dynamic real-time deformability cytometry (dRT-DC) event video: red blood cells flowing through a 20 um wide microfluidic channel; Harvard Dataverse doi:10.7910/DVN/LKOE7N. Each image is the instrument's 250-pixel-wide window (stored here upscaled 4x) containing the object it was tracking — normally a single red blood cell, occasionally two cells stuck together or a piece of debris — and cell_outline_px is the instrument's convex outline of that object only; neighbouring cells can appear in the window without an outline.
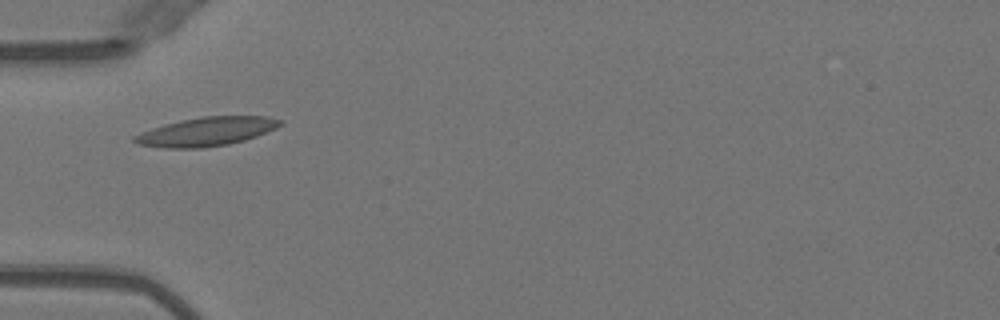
{"species": "Egyptian fruit bat (a non-hibernating species)", "species_latin": "Rousettus aegyptiacus", "temperature_condition": "warm", "stored_images_in_passage": 34, "camera_frame_rate_fps": 3000, "um_per_image_px": 0.085, "animal": {"sex": "female"}, "frame": {"image": 1, "passage_image": 1, "time_ms": 0.0, "image_size_px": [1000, 320], "cell_outline_px": [[284, 124], [276, 128], [256, 136], [244, 140], [228, 144], [204, 148], [164, 148], [136, 144], [132, 140], [132, 136], [140, 132], [164, 124], [180, 120], [204, 116], [268, 116], [284, 120]], "centroid_in_image_um": [17.54, 11.18], "position_along_channel_um": 67.5, "area_um2": 24.68}}
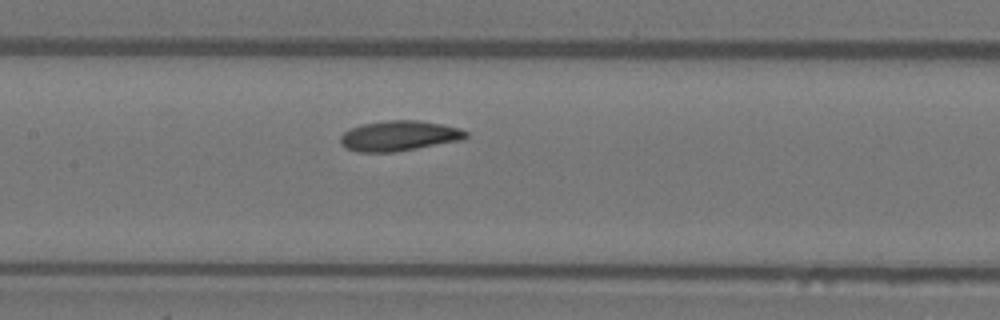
{"frame": {"image": 2, "passage_image": 9, "time_ms": 2.667, "image_size_px": [1000, 320], "cell_outline_px": [[468, 136], [464, 140], [396, 152], [356, 152], [344, 148], [340, 144], [340, 136], [344, 132], [360, 124], [388, 120], [416, 120], [444, 124], [460, 128], [468, 132]], "centroid_in_image_um": [33.93, 11.55], "position_along_channel_um": 173.5, "area_um2": 22.48}}
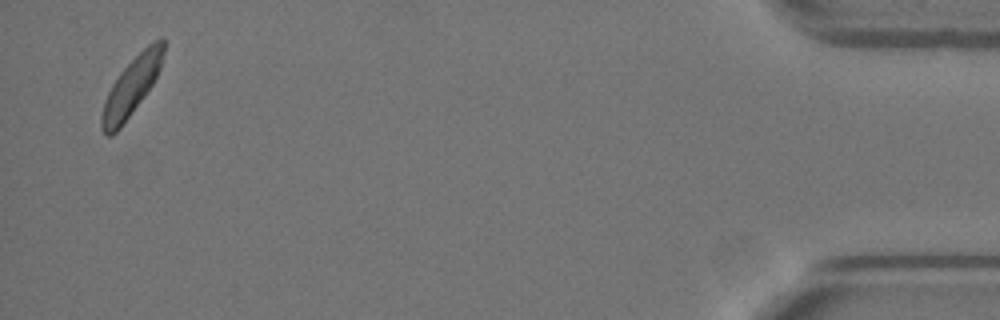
{"frame": {"image": 3, "passage_image": 34, "time_ms": 11.0, "image_size_px": [1000, 320], "cell_outline_px": [[164, 52], [160, 68], [152, 84], [144, 96], [120, 128], [112, 136], [104, 136], [100, 128], [100, 116], [104, 100], [112, 84], [120, 72], [152, 40], [160, 36], [164, 36]], "centroid_in_image_um": [11.15, 7.38], "position_along_channel_um": 424.1, "area_um2": 20.92}, "authors_computed_cell_mechanics": {"area_um2": 21.2415, "velocity_mm_per_s": 3.9741, "shape_relaxation_time_tau1_ms": 4.7986, "shape_relaxation_time_tau2_ms": 3.8806, "deformation_change_tau1": 0.1495, "deformation_change_tau2": 0.0968}}